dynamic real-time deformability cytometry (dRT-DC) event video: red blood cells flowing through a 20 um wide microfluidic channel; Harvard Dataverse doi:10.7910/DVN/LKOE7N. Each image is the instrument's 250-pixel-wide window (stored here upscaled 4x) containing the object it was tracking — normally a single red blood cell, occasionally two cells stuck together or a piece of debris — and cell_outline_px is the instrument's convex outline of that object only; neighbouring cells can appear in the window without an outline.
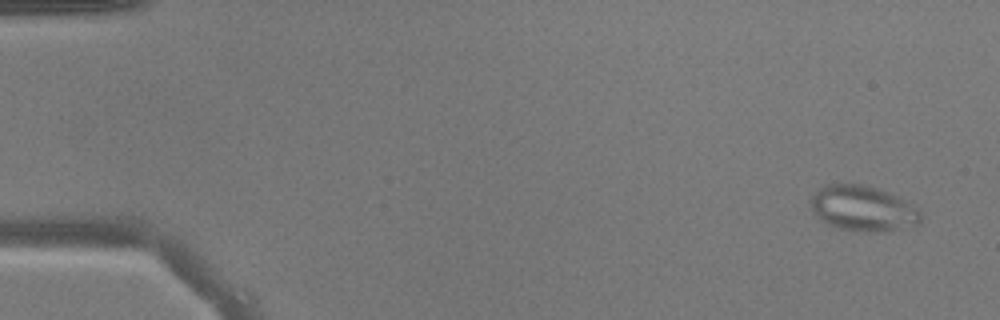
{"species": "common noctule bat (a hibernating species)", "species_latin": "Nyctalus noctula", "temperature_condition": "warm", "stored_images_in_passage": 51, "segment_of_instrument_passage": [1, 2], "camera_frame_rate_fps": 3000, "um_per_image_px": 0.085, "animal": {"sex": "male", "body_mass_g": 17.9}, "frame": {"image": 1, "passage_image": 3, "time_ms": 0.667, "image_size_px": [1000, 320], "cell_outline_px": [[920, 224], [884, 232], [868, 232], [840, 228], [820, 220], [812, 212], [808, 200], [824, 184], [860, 184], [876, 188], [888, 192], [904, 200], [920, 212]], "centroid_in_image_um": [73.3, 17.72], "position_along_channel_um": 11.7, "area_um2": 28.96}}